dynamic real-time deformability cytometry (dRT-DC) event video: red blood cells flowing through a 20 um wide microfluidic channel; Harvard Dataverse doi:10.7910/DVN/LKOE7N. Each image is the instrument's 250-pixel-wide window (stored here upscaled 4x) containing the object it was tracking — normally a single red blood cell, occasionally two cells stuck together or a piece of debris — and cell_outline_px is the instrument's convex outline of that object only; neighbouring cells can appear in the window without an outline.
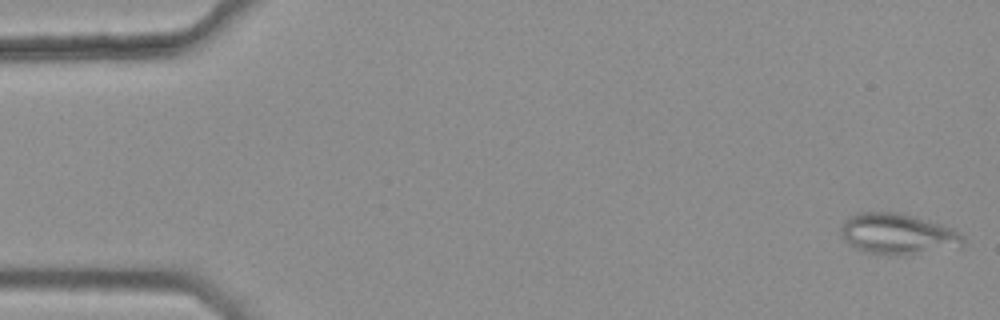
{"species": "common noctule bat (a hibernating species)", "species_latin": "Nyctalus noctula", "temperature_condition": "warm", "stored_images_in_passage": 4, "camera_frame_rate_fps": 3000, "um_per_image_px": 0.085, "animal": {"sex": "female", "body_mass_g": 25.1}, "frame": {"image": 1, "passage_image": 1, "time_ms": 0.0, "image_size_px": [1000, 320], "cell_outline_px": [[964, 244], [960, 248], [908, 252], [860, 252], [848, 244], [840, 236], [840, 228], [844, 220], [848, 216], [856, 212], [896, 212], [912, 216], [940, 224], [952, 228], [960, 232], [964, 236]], "centroid_in_image_um": [76.26, 19.84], "position_along_channel_um": 8.7, "area_um2": 28.5}}